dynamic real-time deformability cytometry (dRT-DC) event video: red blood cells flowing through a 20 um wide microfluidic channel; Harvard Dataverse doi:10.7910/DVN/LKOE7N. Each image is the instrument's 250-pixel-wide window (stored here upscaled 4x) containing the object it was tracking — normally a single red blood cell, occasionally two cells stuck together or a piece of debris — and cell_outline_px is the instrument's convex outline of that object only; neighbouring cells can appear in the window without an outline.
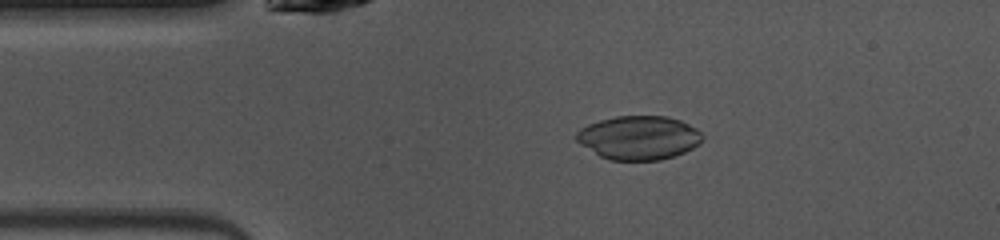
{"species": "common noctule bat (a hibernating species)", "species_latin": "Nyctalus noctula", "temperature_condition": "warm", "stored_images_in_passage": 47, "camera_frame_rate_fps": 3000, "um_per_image_px": 0.085, "animal": {"sex": "female", "body_mass_g": 10.0, "forearm_length_mm": 53.1}, "frame": {"image": 1, "passage_image": 8, "time_ms": 2.333, "image_size_px": [1000, 240], "cell_outline_px": [[704, 136], [692, 148], [684, 152], [660, 160], [608, 160], [600, 156], [580, 144], [576, 140], [576, 132], [580, 128], [588, 124], [600, 120], [616, 116], [668, 116], [680, 120], [696, 128]], "centroid_in_image_um": [54.27, 11.7], "position_along_channel_um": 30.7, "area_um2": 32.02}}
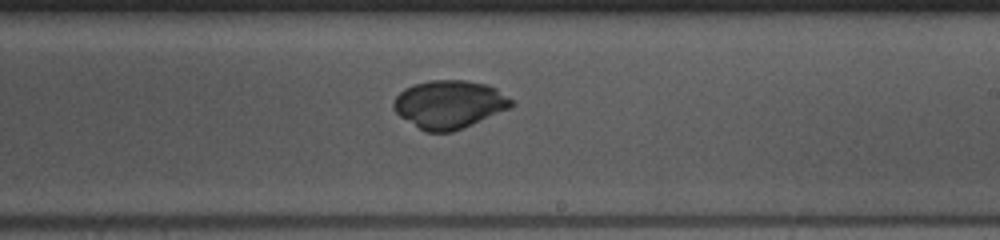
{"frame": {"image": 2, "passage_image": 26, "time_ms": 8.333, "image_size_px": [1000, 240], "cell_outline_px": [[516, 104], [512, 108], [452, 132], [424, 132], [400, 116], [396, 112], [392, 104], [396, 96], [404, 88], [412, 84], [428, 80], [464, 80], [484, 84], [496, 88], [512, 100]], "centroid_in_image_um": [38.19, 8.87], "position_along_channel_um": 250.8, "area_um2": 33.12}}
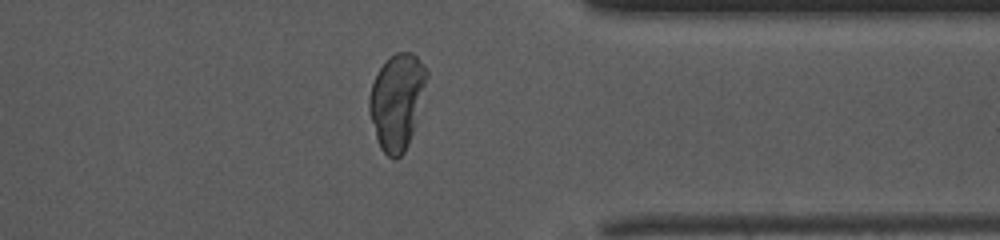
{"frame": {"image": 3, "passage_image": 36, "time_ms": 11.667, "image_size_px": [1000, 240], "cell_outline_px": [[428, 76], [412, 132], [408, 144], [404, 152], [396, 160], [388, 156], [380, 148], [376, 136], [368, 108], [368, 100], [372, 84], [380, 68], [396, 52], [412, 52], [428, 68]], "centroid_in_image_um": [33.74, 8.61], "position_along_channel_um": 377.7, "area_um2": 31.44}}